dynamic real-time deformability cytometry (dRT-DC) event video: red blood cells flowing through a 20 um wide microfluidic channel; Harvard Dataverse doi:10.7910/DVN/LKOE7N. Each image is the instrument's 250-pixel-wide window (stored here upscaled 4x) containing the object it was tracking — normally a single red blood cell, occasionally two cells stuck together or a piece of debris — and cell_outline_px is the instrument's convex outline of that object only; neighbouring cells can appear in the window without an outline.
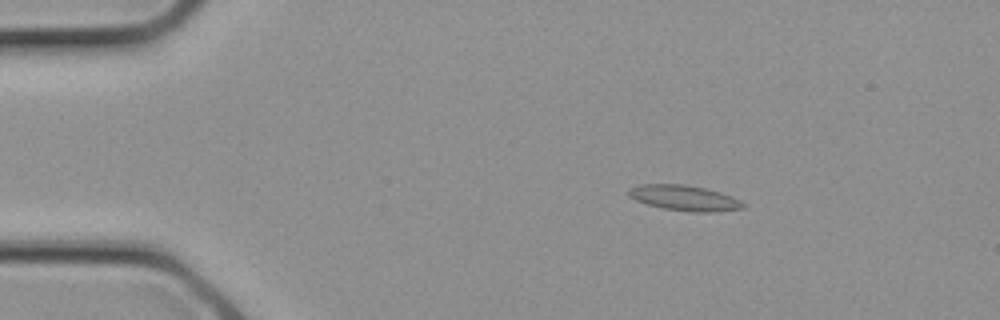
{"species": "common noctule bat (a hibernating species)", "species_latin": "Nyctalus noctula", "temperature_condition": "cold", "stored_images_in_passage": 27, "camera_frame_rate_fps": 3000, "um_per_image_px": 0.085, "animal": {"sex": "female", "body_mass_g": 21.9}, "frame": {"image": 1, "passage_image": 4, "time_ms": 1.0, "image_size_px": [1000, 320], "cell_outline_px": [[744, 208], [712, 212], [692, 212], [664, 208], [648, 204], [636, 200], [628, 196], [628, 188], [640, 184], [684, 184], [704, 188], [720, 192], [732, 196], [740, 200], [744, 204]], "centroid_in_image_um": [58.16, 16.82], "position_along_channel_um": 26.8, "area_um2": 16.88}}
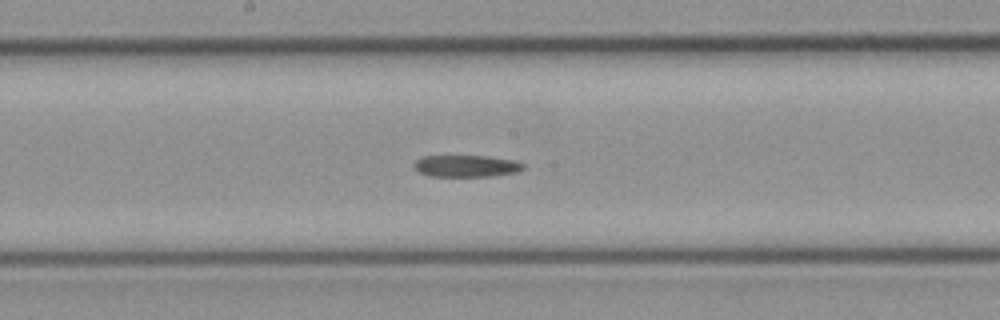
{"frame": {"image": 2, "passage_image": 14, "time_ms": 4.333, "image_size_px": [1000, 320], "cell_outline_px": [[524, 168], [516, 172], [496, 176], [428, 176], [420, 172], [412, 164], [420, 156], [488, 156], [512, 160], [524, 164]], "centroid_in_image_um": [39.61, 14.11], "position_along_channel_um": 208.6, "area_um2": 13.87}}
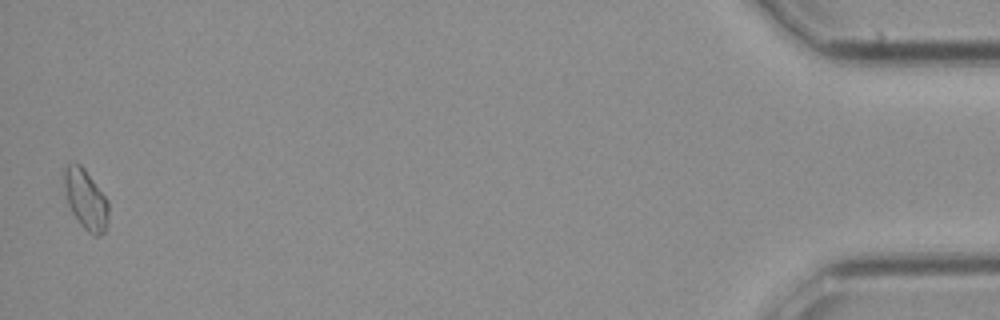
{"frame": {"image": 3, "passage_image": 27, "time_ms": 8.667, "image_size_px": [1000, 320], "cell_outline_px": [[108, 216], [104, 232], [100, 236], [96, 236], [88, 232], [80, 224], [72, 212], [68, 204], [64, 184], [64, 164], [80, 164], [84, 168], [108, 200]], "centroid_in_image_um": [7.28, 16.95], "position_along_channel_um": 427.9, "area_um2": 15.32}}